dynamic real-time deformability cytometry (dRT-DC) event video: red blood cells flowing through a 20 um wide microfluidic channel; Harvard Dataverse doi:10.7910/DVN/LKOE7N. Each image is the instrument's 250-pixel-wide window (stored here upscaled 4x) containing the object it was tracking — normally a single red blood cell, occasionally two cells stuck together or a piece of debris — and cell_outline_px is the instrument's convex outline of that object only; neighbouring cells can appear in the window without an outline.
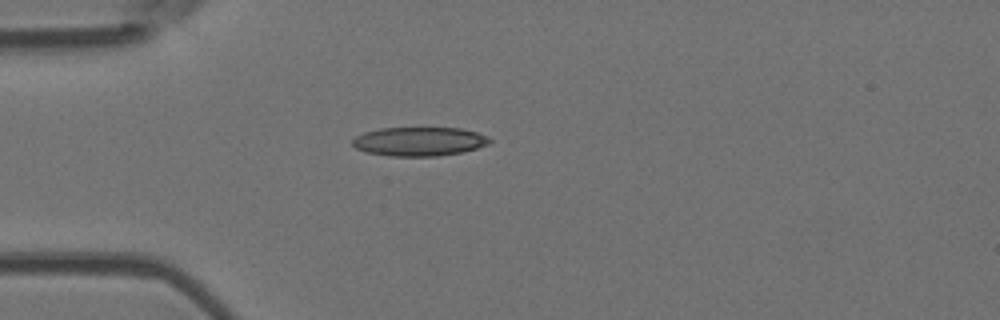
{"species": "Egyptian fruit bat (a non-hibernating species)", "species_latin": "Rousettus aegyptiacus", "temperature_condition": "room temperature", "stored_images_in_passage": 2, "camera_frame_rate_fps": 3000, "um_per_image_px": 0.085, "animal": {"sex": "female"}, "frame": {"image": 1, "passage_image": 1, "time_ms": 0.0, "image_size_px": [1000, 320], "cell_outline_px": [[492, 140], [488, 144], [476, 148], [460, 152], [436, 156], [388, 156], [364, 152], [356, 148], [352, 144], [352, 140], [356, 136], [364, 132], [380, 128], [460, 128], [476, 132], [488, 136]], "centroid_in_image_um": [35.6, 12.02], "position_along_channel_um": 49.4, "area_um2": 23.12}}